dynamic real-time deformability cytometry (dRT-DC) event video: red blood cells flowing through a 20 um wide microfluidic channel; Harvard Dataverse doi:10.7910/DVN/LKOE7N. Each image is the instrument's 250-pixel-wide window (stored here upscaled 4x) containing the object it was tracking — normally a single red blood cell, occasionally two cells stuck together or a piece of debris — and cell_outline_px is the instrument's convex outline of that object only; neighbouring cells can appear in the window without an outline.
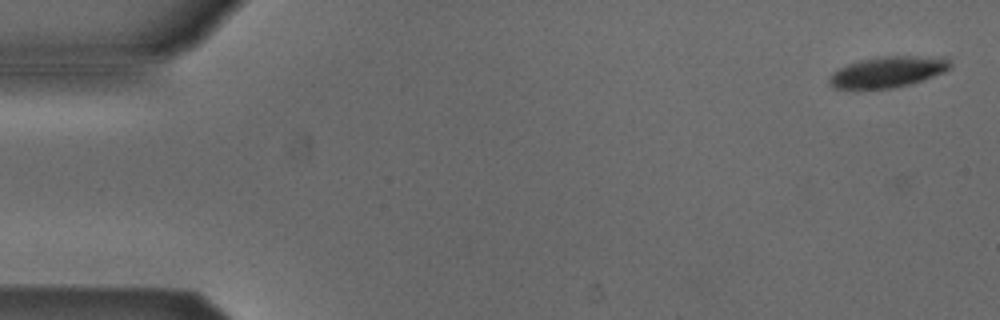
{"species": "Egyptian fruit bat (a non-hibernating species)", "species_latin": "Rousettus aegyptiacus", "temperature_condition": "cold", "stored_images_in_passage": 6, "camera_frame_rate_fps": 3000, "um_per_image_px": 0.085, "animal": {"sex": "male"}, "frame": {"image": 1, "passage_image": 2, "time_ms": 0.333, "image_size_px": [1000, 320], "cell_outline_px": [[952, 68], [944, 72], [908, 84], [892, 88], [832, 88], [828, 84], [828, 80], [832, 72], [848, 64], [860, 60], [880, 56], [944, 56], [952, 64]], "centroid_in_image_um": [75.47, 6.09], "position_along_channel_um": 9.5, "area_um2": 21.73}}